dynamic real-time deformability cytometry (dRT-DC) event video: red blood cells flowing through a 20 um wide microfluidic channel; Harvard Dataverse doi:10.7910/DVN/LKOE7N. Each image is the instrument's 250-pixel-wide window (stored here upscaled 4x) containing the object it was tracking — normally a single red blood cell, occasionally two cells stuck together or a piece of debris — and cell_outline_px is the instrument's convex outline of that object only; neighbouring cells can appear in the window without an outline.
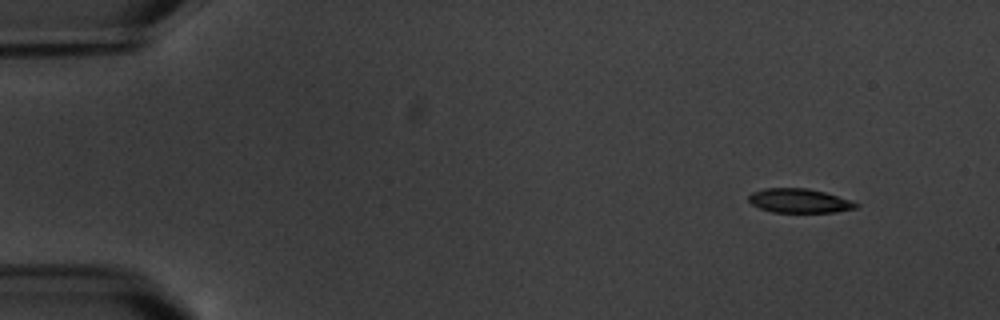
{"species": "common noctule bat (a hibernating species)", "species_latin": "Nyctalus noctula", "temperature_condition": "warm", "stored_images_in_passage": 9, "camera_frame_rate_fps": 3000, "um_per_image_px": 0.085, "animal": {"sex": "male", "body_mass_g": 20.1, "forearm_length_mm": 53.5}, "frame": {"image": 1, "passage_image": 1, "time_ms": 0.0, "image_size_px": [1000, 320], "cell_outline_px": [[860, 204], [856, 208], [836, 212], [772, 212], [760, 208], [752, 204], [748, 200], [748, 196], [752, 192], [764, 188], [808, 188], [824, 192], [852, 200]], "centroid_in_image_um": [67.95, 17.06], "position_along_channel_um": 17.1, "area_um2": 15.14}}
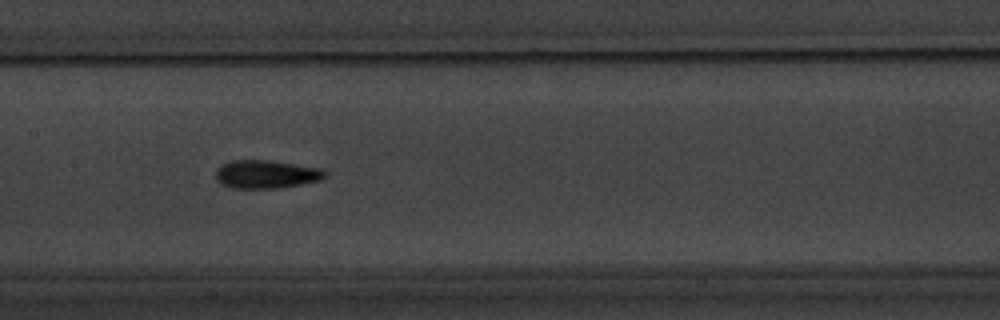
{"frame": {"image": 2, "passage_image": 8, "time_ms": 8.0, "image_size_px": [1000, 320], "cell_outline_px": [[328, 176], [320, 180], [280, 188], [232, 188], [220, 184], [216, 180], [216, 168], [220, 164], [232, 160], [268, 160], [320, 168], [328, 172]], "centroid_in_image_um": [22.6, 14.81], "position_along_channel_um": 184.8, "area_um2": 18.15}}
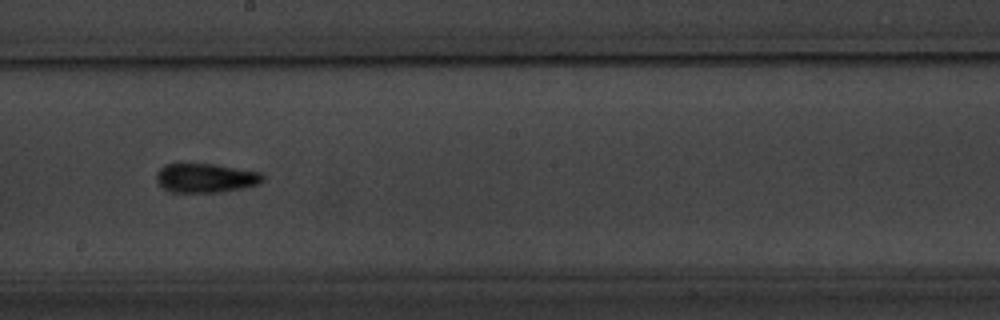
{"frame": {"image": 3, "passage_image": 9, "time_ms": 9.333, "image_size_px": [1000, 320], "cell_outline_px": [[264, 180], [260, 184], [220, 192], [176, 192], [160, 184], [156, 180], [156, 176], [160, 168], [168, 164], [212, 164], [264, 172]], "centroid_in_image_um": [17.57, 15.12], "position_along_channel_um": 230.6, "area_um2": 17.8}}